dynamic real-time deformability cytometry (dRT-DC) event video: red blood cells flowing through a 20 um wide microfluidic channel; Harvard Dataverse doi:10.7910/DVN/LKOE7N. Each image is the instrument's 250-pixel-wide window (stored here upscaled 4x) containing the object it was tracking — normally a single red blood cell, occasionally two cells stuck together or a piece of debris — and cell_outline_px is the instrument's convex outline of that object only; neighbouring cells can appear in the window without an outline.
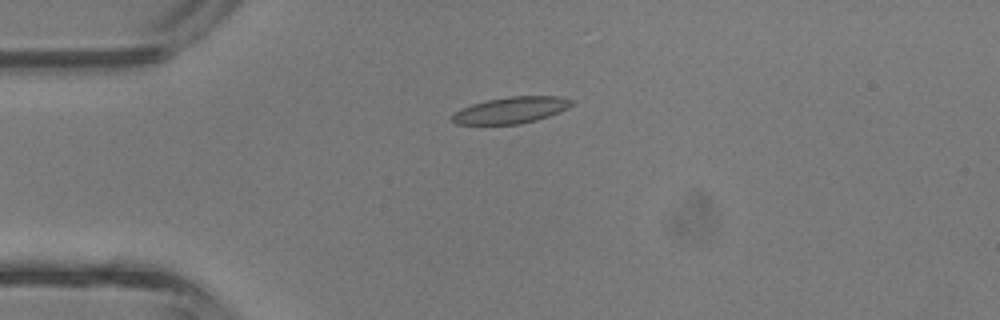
{"species": "common noctule bat (a hibernating species)", "species_latin": "Nyctalus noctula", "temperature_condition": "room temperature", "stored_images_in_passage": 2, "camera_frame_rate_fps": 3000, "um_per_image_px": 0.085, "animal": {"sex": "male", "body_mass_g": 13.3}, "frame": {"image": 1, "passage_image": 1, "time_ms": 0.0, "image_size_px": [1000, 320], "cell_outline_px": [[576, 100], [568, 108], [548, 116], [536, 120], [520, 124], [456, 124], [452, 120], [452, 116], [460, 108], [472, 104], [488, 100], [508, 96], [560, 96]], "centroid_in_image_um": [43.47, 9.35], "position_along_channel_um": 41.5, "area_um2": 18.38}}